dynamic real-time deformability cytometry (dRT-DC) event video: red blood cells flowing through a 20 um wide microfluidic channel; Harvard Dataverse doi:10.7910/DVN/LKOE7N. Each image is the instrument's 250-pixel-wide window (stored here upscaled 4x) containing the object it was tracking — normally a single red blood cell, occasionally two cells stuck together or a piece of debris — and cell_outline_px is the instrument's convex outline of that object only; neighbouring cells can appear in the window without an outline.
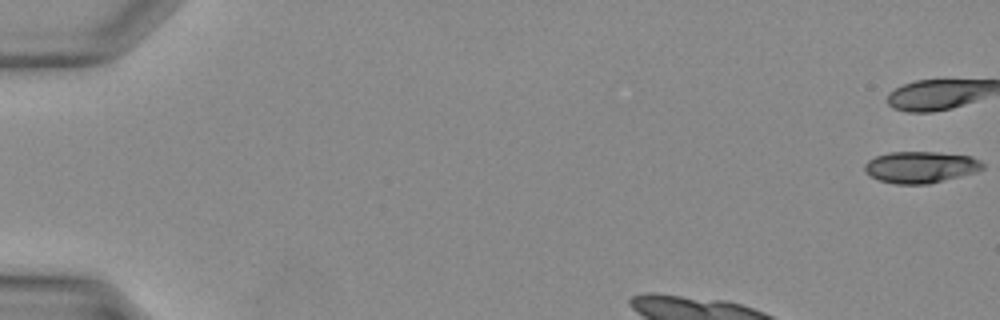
{"species": "Egyptian fruit bat (a non-hibernating species)", "species_latin": "Rousettus aegyptiacus", "temperature_condition": "warm", "stored_images_in_passage": 13, "camera_frame_rate_fps": 3000, "um_per_image_px": 0.085, "animal": {"sex": "female"}, "frame": {"image": 1, "passage_image": 1, "time_ms": 0.0, "image_size_px": [1000, 320], "cell_outline_px": [[984, 168], [976, 172], [928, 184], [896, 184], [880, 180], [868, 176], [864, 172], [864, 164], [868, 160], [876, 156], [892, 152], [936, 152], [968, 156], [980, 160], [984, 164]], "centroid_in_image_um": [78.22, 14.21], "position_along_channel_um": 6.8, "area_um2": 21.68}}